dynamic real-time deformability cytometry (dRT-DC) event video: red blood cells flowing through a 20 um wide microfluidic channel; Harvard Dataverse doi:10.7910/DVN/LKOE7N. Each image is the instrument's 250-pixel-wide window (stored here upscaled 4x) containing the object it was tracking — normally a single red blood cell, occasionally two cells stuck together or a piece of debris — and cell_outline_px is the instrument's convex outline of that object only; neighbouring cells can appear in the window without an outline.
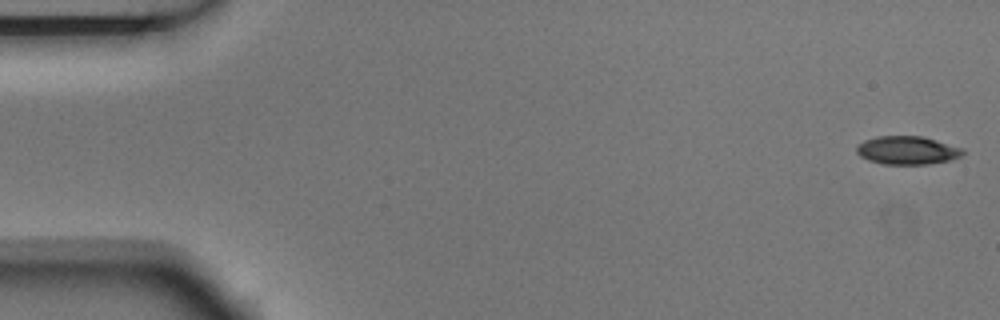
{"species": "Egyptian fruit bat (a non-hibernating species)", "species_latin": "Rousettus aegyptiacus", "temperature_condition": "room temperature", "stored_images_in_passage": 7, "camera_frame_rate_fps": 3000, "um_per_image_px": 0.085, "animal": {"sex": "male"}, "frame": {"image": 1, "passage_image": 1, "time_ms": 0.0, "image_size_px": [1000, 320], "cell_outline_px": [[964, 152], [960, 156], [952, 160], [928, 164], [884, 164], [868, 160], [860, 156], [856, 152], [856, 148], [864, 140], [876, 136], [924, 136], [964, 148]], "centroid_in_image_um": [77.14, 12.77], "position_along_channel_um": 7.9, "area_um2": 17.63}}
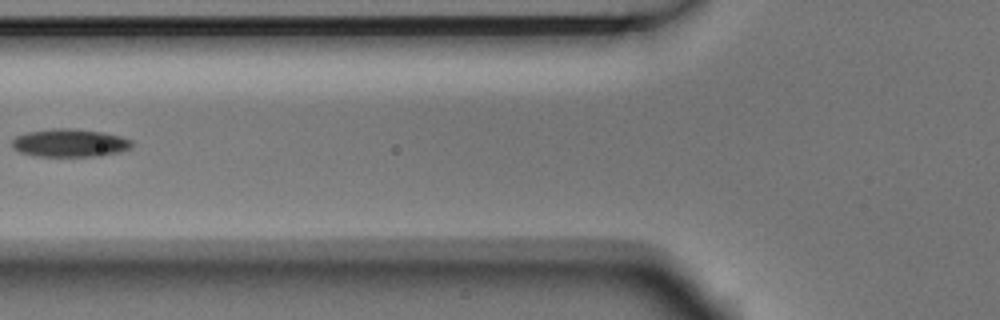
{"frame": {"image": 2, "passage_image": 6, "time_ms": 1.667, "image_size_px": [1000, 320], "cell_outline_px": [[132, 148], [120, 152], [100, 156], [32, 156], [20, 152], [12, 148], [12, 140], [16, 136], [28, 132], [56, 128], [76, 128], [100, 132], [120, 136], [132, 140]], "centroid_in_image_um": [5.93, 12.15], "position_along_channel_um": 119.9, "area_um2": 19.65}}
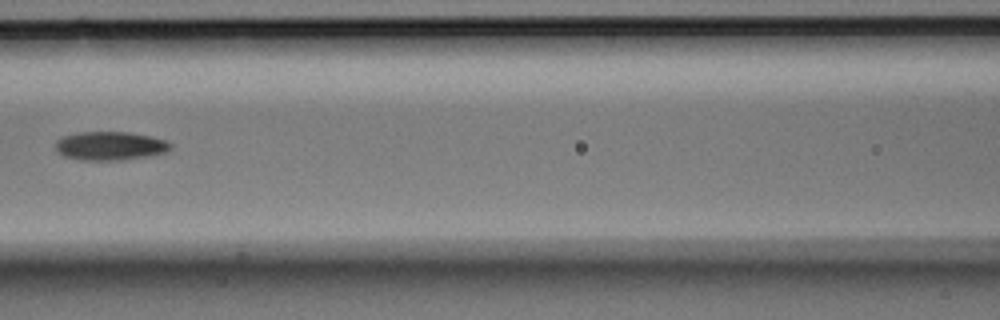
{"frame": {"image": 3, "passage_image": 7, "time_ms": 2.0, "image_size_px": [1000, 320], "cell_outline_px": [[172, 148], [164, 152], [148, 156], [120, 160], [80, 160], [64, 156], [56, 148], [56, 140], [64, 136], [80, 132], [128, 132], [152, 136], [164, 140], [172, 144]], "centroid_in_image_um": [9.37, 12.4], "position_along_channel_um": 157.2, "area_um2": 19.07}}